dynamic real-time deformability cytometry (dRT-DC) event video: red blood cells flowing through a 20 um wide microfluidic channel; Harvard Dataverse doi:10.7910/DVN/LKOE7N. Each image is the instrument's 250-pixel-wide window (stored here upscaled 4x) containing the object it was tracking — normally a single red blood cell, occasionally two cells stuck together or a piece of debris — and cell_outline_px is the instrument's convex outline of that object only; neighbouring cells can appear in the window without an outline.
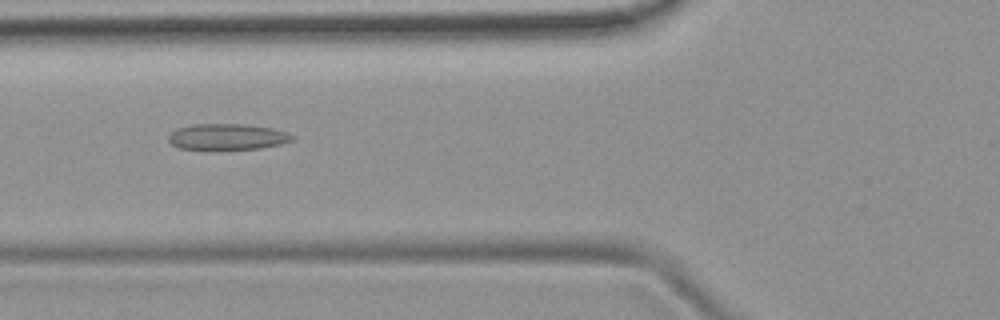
{"species": "common noctule bat (a hibernating species)", "species_latin": "Nyctalus noctula", "temperature_condition": "room temperature", "stored_images_in_passage": 50, "camera_frame_rate_fps": 3000, "um_per_image_px": 0.085, "animal": {"sex": "female", "body_mass_g": 19.9}, "frame": {"image": 1, "passage_image": 19, "time_ms": 6.0, "image_size_px": [1000, 320], "cell_outline_px": [[296, 140], [280, 144], [260, 148], [180, 148], [172, 144], [168, 140], [168, 136], [176, 128], [192, 124], [244, 124], [272, 128], [288, 132], [296, 136]], "centroid_in_image_um": [19.37, 11.6], "position_along_channel_um": 106.4, "area_um2": 18.55}}
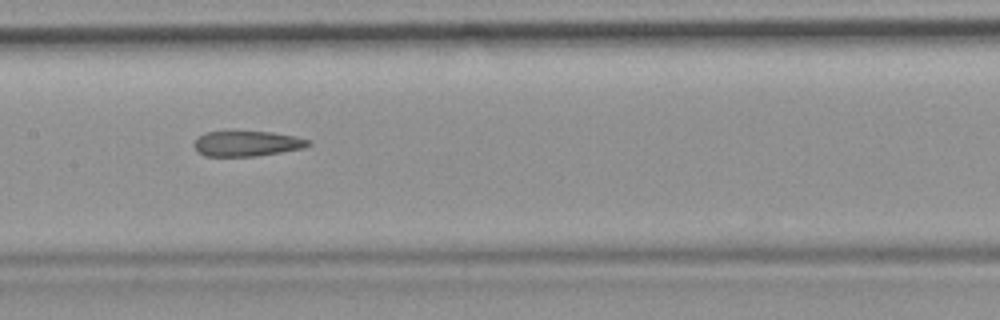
{"frame": {"image": 2, "passage_image": 25, "time_ms": 8.0, "image_size_px": [1000, 320], "cell_outline_px": [[312, 144], [304, 148], [256, 156], [204, 156], [196, 152], [192, 144], [204, 132], [272, 132], [296, 136], [312, 140]], "centroid_in_image_um": [21.0, 12.21], "position_along_channel_um": 186.4, "area_um2": 16.94}}
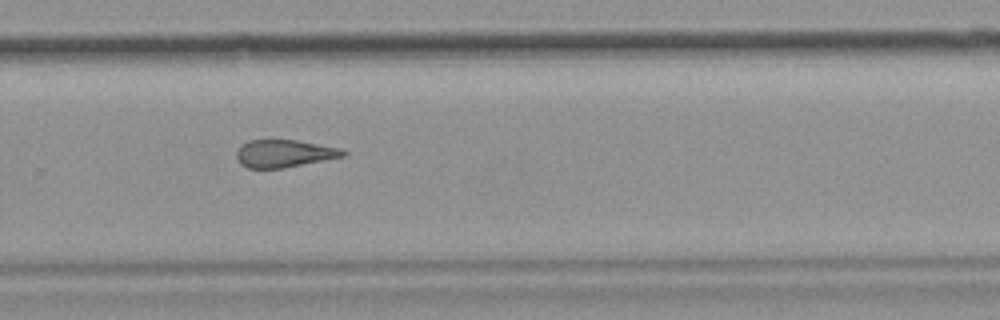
{"frame": {"image": 3, "passage_image": 34, "time_ms": 11.0, "image_size_px": [1000, 320], "cell_outline_px": [[348, 152], [344, 156], [284, 168], [248, 168], [240, 164], [236, 156], [236, 152], [240, 144], [248, 140], [296, 140], [340, 148]], "centroid_in_image_um": [24.12, 13.04], "position_along_channel_um": 305.7, "area_um2": 17.11}, "authors_computed_cell_mechanics": {"area_um2": 18.6405, "velocity_mm_per_s": 3.984, "shape_relaxation_time_tau1_ms": null, "shape_relaxation_time_tau2_ms": 3.4534, "deformation_change_tau1": null, "deformation_change_tau2": 0.1459}}